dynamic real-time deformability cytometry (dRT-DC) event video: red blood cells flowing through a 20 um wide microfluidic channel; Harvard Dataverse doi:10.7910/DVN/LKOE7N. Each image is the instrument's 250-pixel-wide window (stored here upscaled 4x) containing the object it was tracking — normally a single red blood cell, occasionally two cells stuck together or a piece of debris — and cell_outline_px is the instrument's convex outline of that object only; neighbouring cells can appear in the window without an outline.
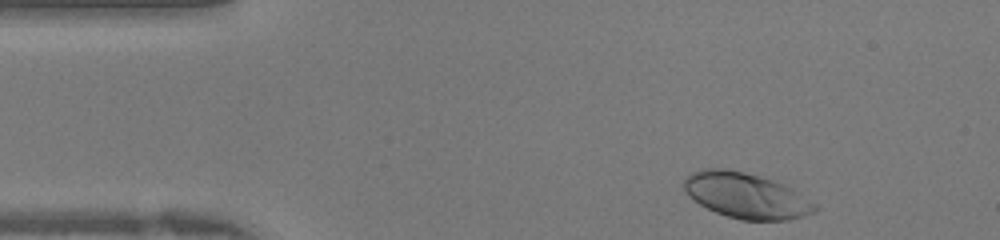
{"species": "human", "species_latin": "Homo sapiens", "temperature_condition": "warm", "stored_images_in_passage": 32, "camera_frame_rate_fps": 3000, "um_per_image_px": 0.085, "donor": {"sex": "female"}, "frame": {"image": 1, "passage_image": 1, "time_ms": 0.0, "image_size_px": [1000, 240], "cell_outline_px": [[820, 208], [816, 212], [804, 216], [788, 220], [740, 220], [716, 212], [700, 204], [688, 196], [684, 188], [684, 180], [692, 172], [704, 168], [728, 168], [744, 172], [772, 180], [792, 188], [816, 204]], "centroid_in_image_um": [63.44, 16.63], "position_along_channel_um": 21.6, "area_um2": 34.68}}
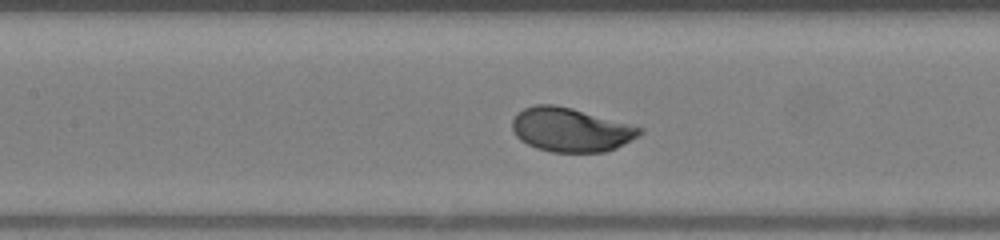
{"frame": {"image": 2, "passage_image": 14, "time_ms": 4.333, "image_size_px": [1000, 240], "cell_outline_px": [[644, 132], [616, 148], [604, 152], [552, 152], [536, 148], [520, 140], [516, 136], [512, 128], [512, 120], [516, 112], [524, 108], [536, 104], [556, 104], [572, 108], [644, 128]], "centroid_in_image_um": [48.48, 11.02], "position_along_channel_um": 158.9, "area_um2": 32.66}}
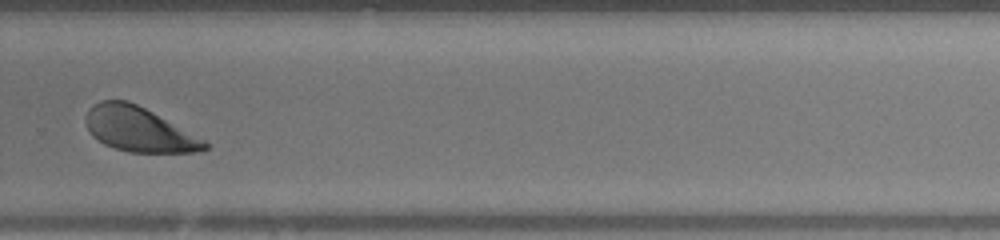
{"frame": {"image": 3, "passage_image": 24, "time_ms": 7.667, "image_size_px": [1000, 240], "cell_outline_px": [[208, 148], [196, 152], [128, 152], [104, 144], [92, 136], [84, 120], [88, 108], [92, 104], [100, 100], [128, 100], [152, 112], [204, 140], [208, 144]], "centroid_in_image_um": [11.73, 10.98], "position_along_channel_um": 318.1, "area_um2": 30.58}}